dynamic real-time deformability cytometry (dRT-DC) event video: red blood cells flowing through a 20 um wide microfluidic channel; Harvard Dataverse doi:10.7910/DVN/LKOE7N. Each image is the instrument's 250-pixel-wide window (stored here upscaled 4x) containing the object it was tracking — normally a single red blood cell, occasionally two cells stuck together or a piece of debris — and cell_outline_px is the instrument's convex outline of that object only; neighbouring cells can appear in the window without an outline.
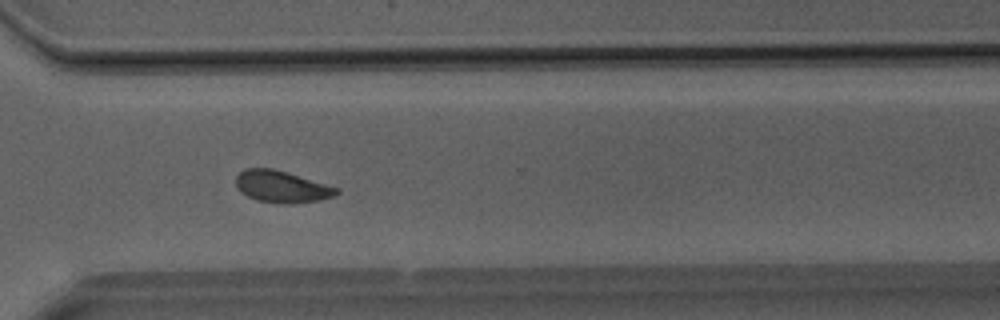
{"species": "Egyptian fruit bat (a non-hibernating species)", "species_latin": "Rousettus aegyptiacus", "temperature_condition": "room temperature", "stored_images_in_passage": 41, "camera_frame_rate_fps": 3000, "um_per_image_px": 0.085, "animal": {"sex": "male"}, "frame": {"image": 1, "passage_image": 30, "time_ms": 9.667, "image_size_px": [1000, 320], "cell_outline_px": [[340, 192], [332, 196], [320, 200], [288, 204], [284, 204], [256, 200], [240, 192], [236, 188], [236, 176], [244, 168], [272, 168], [288, 172], [340, 188]], "centroid_in_image_um": [23.93, 15.86], "position_along_channel_um": 346.7, "area_um2": 18.79}}